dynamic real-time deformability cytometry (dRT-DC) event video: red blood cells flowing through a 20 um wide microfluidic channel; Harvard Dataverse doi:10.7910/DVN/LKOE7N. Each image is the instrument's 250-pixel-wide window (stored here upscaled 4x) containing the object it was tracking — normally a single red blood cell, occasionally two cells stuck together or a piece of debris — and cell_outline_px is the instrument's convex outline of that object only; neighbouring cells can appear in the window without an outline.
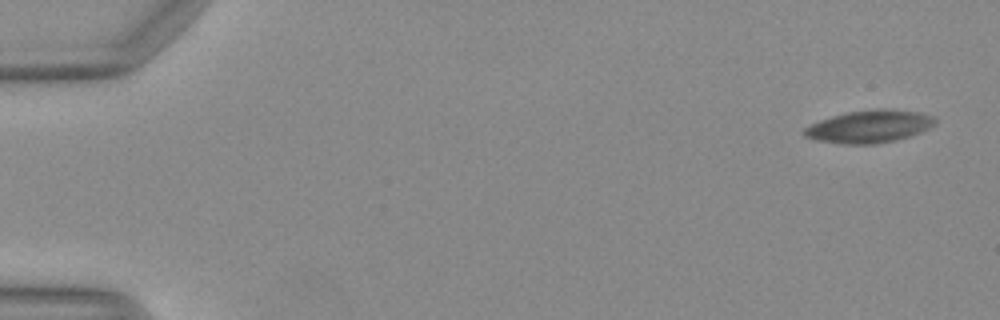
{"species": "Egyptian fruit bat (a non-hibernating species)", "species_latin": "Rousettus aegyptiacus", "temperature_condition": "warm", "stored_images_in_passage": 51, "camera_frame_rate_fps": 3000, "um_per_image_px": 0.085, "animal": {"sex": "female"}, "frame": {"image": 1, "passage_image": 1, "time_ms": 0.0, "image_size_px": [1000, 320], "cell_outline_px": [[936, 124], [928, 128], [908, 136], [876, 144], [848, 144], [816, 140], [804, 136], [804, 128], [820, 120], [832, 116], [848, 112], [876, 108], [884, 108], [916, 112], [932, 116], [936, 120]], "centroid_in_image_um": [73.87, 10.74], "position_along_channel_um": 11.1, "area_um2": 24.39}}
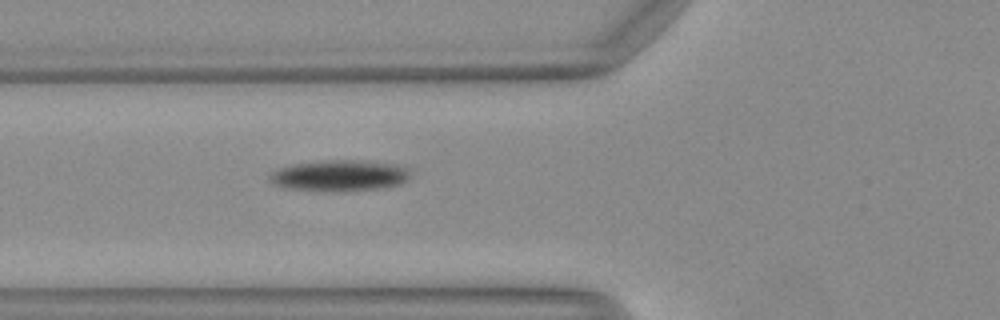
{"frame": {"image": 2, "passage_image": 19, "time_ms": 6.0, "image_size_px": [1000, 320], "cell_outline_px": [[408, 180], [400, 184], [384, 188], [336, 192], [324, 192], [284, 188], [272, 184], [268, 180], [268, 176], [276, 168], [292, 164], [324, 160], [368, 160], [396, 164], [408, 168]], "centroid_in_image_um": [28.81, 14.93], "position_along_channel_um": 97.0, "area_um2": 26.24}}
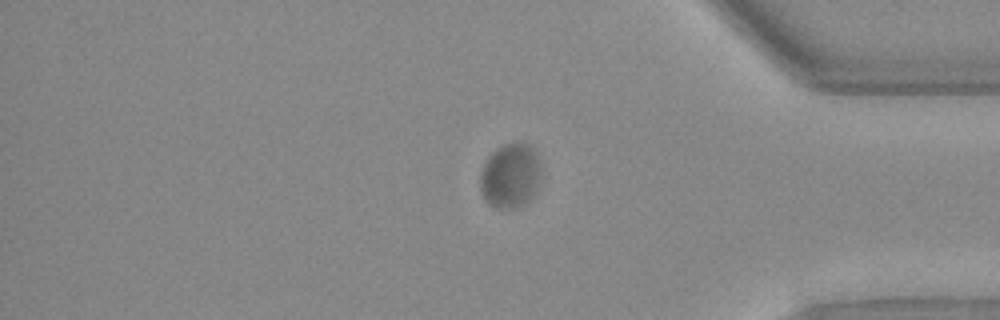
{"frame": {"image": 3, "passage_image": 43, "time_ms": 14.0, "image_size_px": [1000, 320], "cell_outline_px": [[540, 172], [536, 184], [532, 192], [524, 200], [512, 208], [496, 208], [488, 204], [484, 200], [480, 188], [480, 176], [484, 164], [488, 156], [492, 152], [504, 144], [516, 140], [520, 140], [528, 144], [536, 152]], "centroid_in_image_um": [43.31, 14.86], "position_along_channel_um": 391.9, "area_um2": 22.37}}